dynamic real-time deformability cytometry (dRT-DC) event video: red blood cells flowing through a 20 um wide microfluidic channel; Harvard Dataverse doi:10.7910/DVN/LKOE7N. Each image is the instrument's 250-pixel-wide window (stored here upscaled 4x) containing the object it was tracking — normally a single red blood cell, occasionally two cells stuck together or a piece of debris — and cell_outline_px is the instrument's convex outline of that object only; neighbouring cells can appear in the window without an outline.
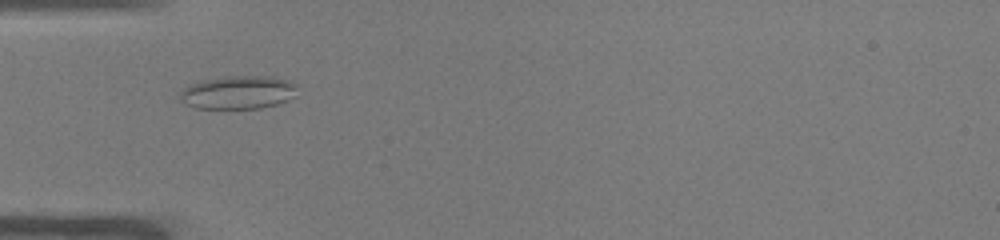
{"species": "common noctule bat (a hibernating species)", "species_latin": "Nyctalus noctula", "temperature_condition": "warm", "stored_images_in_passage": 33, "camera_frame_rate_fps": 3000, "um_per_image_px": 0.085, "animal": {"sex": "male", "body_mass_g": 19.0, "forearm_length_mm": 50.8}, "frame": {"image": 1, "passage_image": 4, "time_ms": 1.0, "image_size_px": [1000, 240], "cell_outline_px": [[296, 96], [288, 100], [276, 104], [260, 108], [196, 108], [184, 104], [180, 100], [180, 92], [184, 88], [200, 80], [224, 76], [276, 76], [288, 80], [296, 84]], "centroid_in_image_um": [20.25, 7.84], "position_along_channel_um": 64.7, "area_um2": 22.95}}
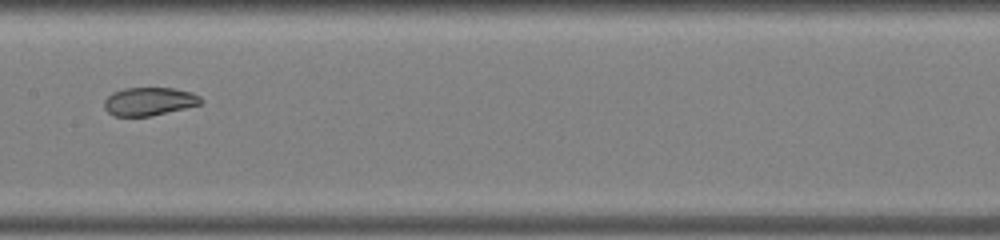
{"frame": {"image": 2, "passage_image": 14, "time_ms": 4.333, "image_size_px": [1000, 240], "cell_outline_px": [[204, 100], [200, 104], [152, 116], [112, 116], [104, 108], [104, 100], [112, 92], [124, 88], [172, 88], [192, 92], [200, 96]], "centroid_in_image_um": [12.66, 8.62], "position_along_channel_um": 194.7, "area_um2": 15.95}}
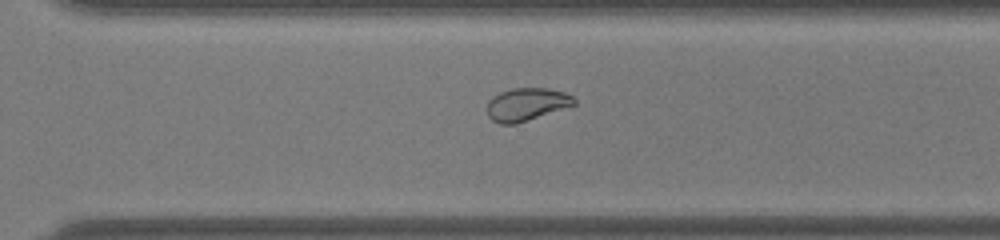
{"frame": {"image": 3, "passage_image": 24, "time_ms": 7.667, "image_size_px": [1000, 240], "cell_outline_px": [[576, 104], [516, 124], [500, 124], [492, 120], [488, 116], [488, 100], [492, 96], [500, 92], [512, 88], [548, 88], [564, 92], [572, 96], [576, 100]], "centroid_in_image_um": [44.74, 8.86], "position_along_channel_um": 325.9, "area_um2": 16.59}, "authors_computed_cell_mechanics": {"area_um2": 17.2822, "velocity_mm_per_s": 3.9314, "shape_relaxation_time_tau1_ms": null, "shape_relaxation_time_tau2_ms": 1.024, "deformation_change_tau1": null, "deformation_change_tau2": 0.0558}}